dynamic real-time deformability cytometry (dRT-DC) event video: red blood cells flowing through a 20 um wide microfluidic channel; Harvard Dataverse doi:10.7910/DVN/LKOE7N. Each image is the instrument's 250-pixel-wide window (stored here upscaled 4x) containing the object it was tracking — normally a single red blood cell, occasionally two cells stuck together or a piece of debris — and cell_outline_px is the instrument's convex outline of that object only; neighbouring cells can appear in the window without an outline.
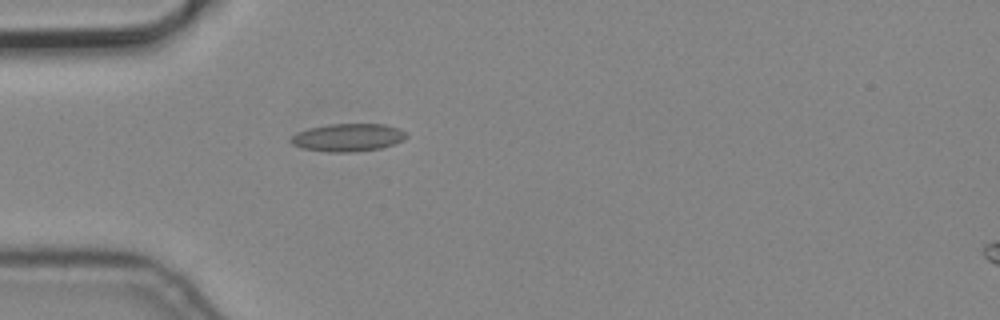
{"species": "common noctule bat (a hibernating species)", "species_latin": "Nyctalus noctula", "temperature_condition": "cold", "stored_images_in_passage": 1, "camera_frame_rate_fps": 3000, "um_per_image_px": 0.085, "animal": {"sex": "male", "body_mass_g": 19.2, "forearm_length_mm": 51.8}, "frame": {"image": 1, "passage_image": 1, "time_ms": 0.0, "image_size_px": [1000, 320], "cell_outline_px": [[408, 136], [404, 140], [380, 148], [348, 152], [328, 152], [304, 148], [292, 144], [288, 140], [296, 132], [308, 128], [328, 124], [384, 124], [396, 128], [404, 132]], "centroid_in_image_um": [29.53, 11.68], "position_along_channel_um": 55.5, "area_um2": 18.55}}